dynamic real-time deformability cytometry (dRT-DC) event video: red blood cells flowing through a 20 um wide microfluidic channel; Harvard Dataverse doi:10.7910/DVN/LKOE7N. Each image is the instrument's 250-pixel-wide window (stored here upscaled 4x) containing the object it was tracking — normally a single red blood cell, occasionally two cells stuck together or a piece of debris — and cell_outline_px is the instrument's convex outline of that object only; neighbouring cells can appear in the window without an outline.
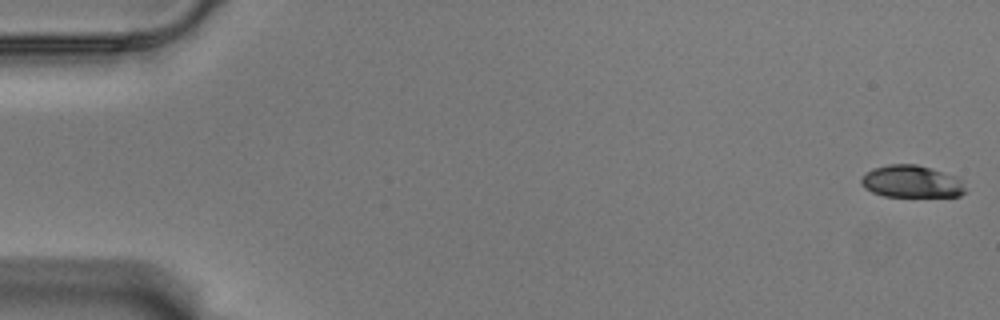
{"species": "Egyptian fruit bat (a non-hibernating species)", "species_latin": "Rousettus aegyptiacus", "temperature_condition": "warm", "stored_images_in_passage": 58, "camera_frame_rate_fps": 3000, "um_per_image_px": 0.085, "animal": {"sex": "male"}, "frame": {"image": 1, "passage_image": 1, "time_ms": 0.0, "image_size_px": [1000, 320], "cell_outline_px": [[964, 192], [960, 196], [884, 196], [872, 192], [864, 188], [860, 184], [860, 180], [872, 168], [888, 164], [916, 164], [932, 168], [956, 176], [960, 180], [964, 188]], "centroid_in_image_um": [77.45, 15.42], "position_along_channel_um": 7.5, "area_um2": 19.48}}
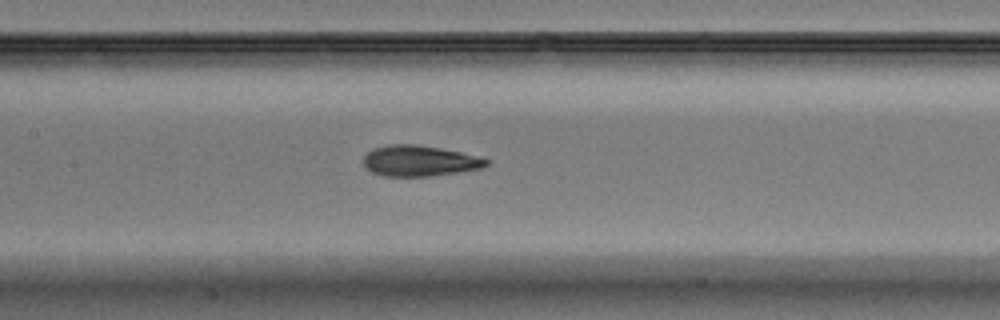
{"frame": {"image": 2, "passage_image": 28, "time_ms": 9.0, "image_size_px": [1000, 320], "cell_outline_px": [[488, 164], [484, 168], [460, 172], [428, 176], [384, 176], [372, 172], [364, 164], [364, 156], [372, 148], [388, 144], [416, 144], [440, 148], [480, 156], [488, 160]], "centroid_in_image_um": [35.68, 13.66], "position_along_channel_um": 171.7, "area_um2": 22.08}}
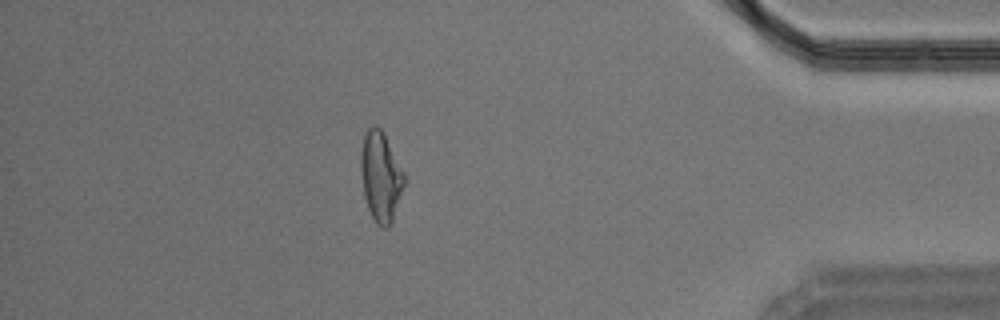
{"frame": {"image": 3, "passage_image": 51, "time_ms": 16.667, "image_size_px": [1000, 320], "cell_outline_px": [[408, 180], [392, 220], [388, 228], [384, 228], [376, 224], [368, 208], [364, 196], [360, 168], [360, 152], [364, 136], [368, 128], [372, 124], [376, 124], [384, 132]], "centroid_in_image_um": [32.38, 14.99], "position_along_channel_um": 402.8, "area_um2": 23.18}, "authors_computed_cell_mechanics": {"area_um2": 22.0218, "velocity_mm_per_s": 3.5257, "shape_relaxation_time_tau1_ms": 5.9023, "shape_relaxation_time_tau2_ms": 2.0199, "deformation_change_tau1": 0.1775, "deformation_change_tau2": 0.101}}